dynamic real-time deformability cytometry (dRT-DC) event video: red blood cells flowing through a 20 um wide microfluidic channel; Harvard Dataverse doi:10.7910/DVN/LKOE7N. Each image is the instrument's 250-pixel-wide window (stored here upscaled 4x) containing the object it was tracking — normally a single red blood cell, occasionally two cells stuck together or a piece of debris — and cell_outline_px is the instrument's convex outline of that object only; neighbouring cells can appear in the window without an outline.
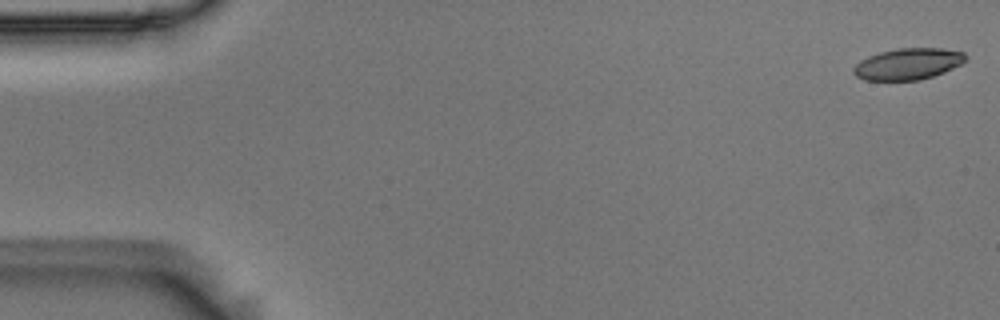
{"species": "Egyptian fruit bat (a non-hibernating species)", "species_latin": "Rousettus aegyptiacus", "temperature_condition": "room temperature", "stored_images_in_passage": 17, "camera_frame_rate_fps": 3000, "um_per_image_px": 0.085, "animal": {"sex": "male"}, "frame": {"image": 1, "passage_image": 1, "time_ms": 0.0, "image_size_px": [1000, 320], "cell_outline_px": [[968, 60], [944, 72], [920, 80], [864, 80], [856, 76], [852, 72], [852, 68], [860, 60], [868, 56], [880, 52], [896, 48], [940, 48], [964, 52], [968, 56]], "centroid_in_image_um": [77.18, 5.43], "position_along_channel_um": 7.8, "area_um2": 20.63}}